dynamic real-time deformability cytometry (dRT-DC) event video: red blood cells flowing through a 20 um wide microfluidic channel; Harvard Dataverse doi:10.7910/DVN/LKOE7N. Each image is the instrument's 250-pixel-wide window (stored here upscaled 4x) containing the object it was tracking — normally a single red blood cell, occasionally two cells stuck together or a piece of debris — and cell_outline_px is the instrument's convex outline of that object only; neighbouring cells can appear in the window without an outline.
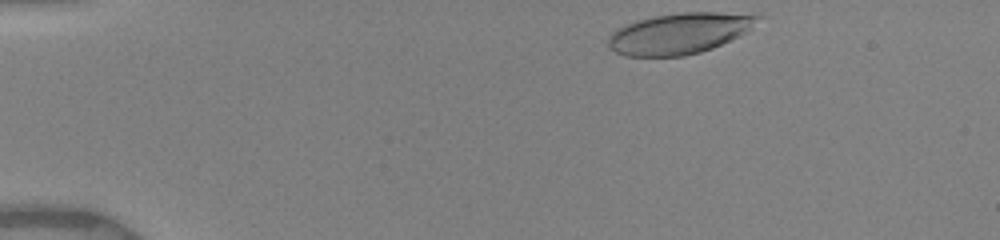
{"species": "human", "species_latin": "Homo sapiens", "temperature_condition": "warm", "stored_images_in_passage": 18, "camera_frame_rate_fps": 3000, "um_per_image_px": 0.085, "donor": {"sex": "female"}, "frame": {"image": 1, "passage_image": 1, "time_ms": 0.0, "image_size_px": [1000, 240], "cell_outline_px": [[760, 16], [740, 36], [712, 48], [700, 52], [684, 56], [624, 56], [608, 48], [608, 36], [612, 32], [636, 20], [656, 16], [680, 12], [756, 12]], "centroid_in_image_um": [57.75, 2.83], "position_along_channel_um": 27.3, "area_um2": 35.6}}
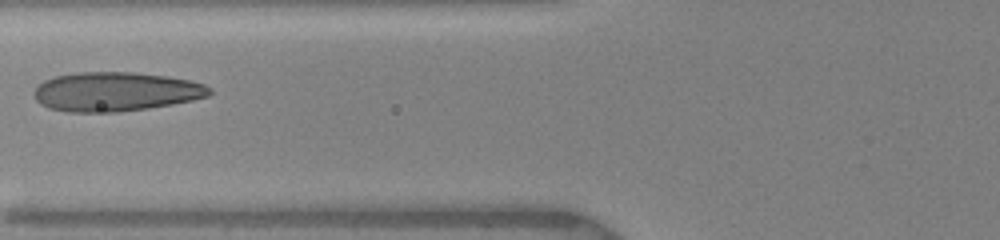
{"frame": {"image": 2, "passage_image": 8, "time_ms": 4.333, "image_size_px": [1000, 240], "cell_outline_px": [[212, 92], [208, 96], [192, 100], [172, 104], [148, 108], [116, 112], [68, 112], [48, 108], [40, 104], [36, 100], [36, 88], [44, 80], [52, 76], [76, 72], [132, 72], [168, 76], [188, 80], [204, 84], [212, 88]], "centroid_in_image_um": [9.83, 7.79], "position_along_channel_um": 116.0, "area_um2": 40.11}}
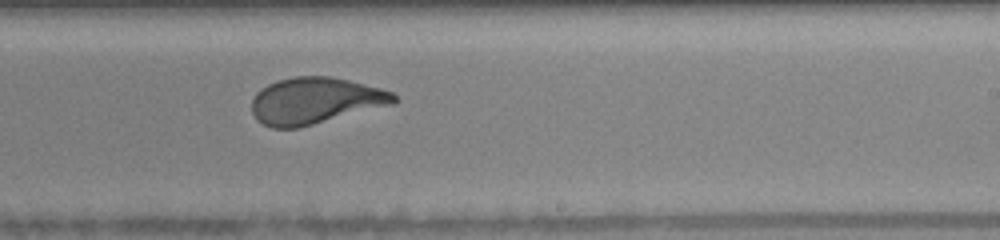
{"frame": {"image": 3, "passage_image": 17, "time_ms": 8.0, "image_size_px": [1000, 240], "cell_outline_px": [[396, 100], [392, 104], [300, 128], [272, 128], [256, 120], [252, 112], [252, 100], [256, 92], [260, 88], [268, 84], [280, 80], [296, 76], [328, 76], [348, 80], [380, 88], [392, 92], [396, 96]], "centroid_in_image_um": [26.75, 8.57], "position_along_channel_um": 262.2, "area_um2": 38.38}}